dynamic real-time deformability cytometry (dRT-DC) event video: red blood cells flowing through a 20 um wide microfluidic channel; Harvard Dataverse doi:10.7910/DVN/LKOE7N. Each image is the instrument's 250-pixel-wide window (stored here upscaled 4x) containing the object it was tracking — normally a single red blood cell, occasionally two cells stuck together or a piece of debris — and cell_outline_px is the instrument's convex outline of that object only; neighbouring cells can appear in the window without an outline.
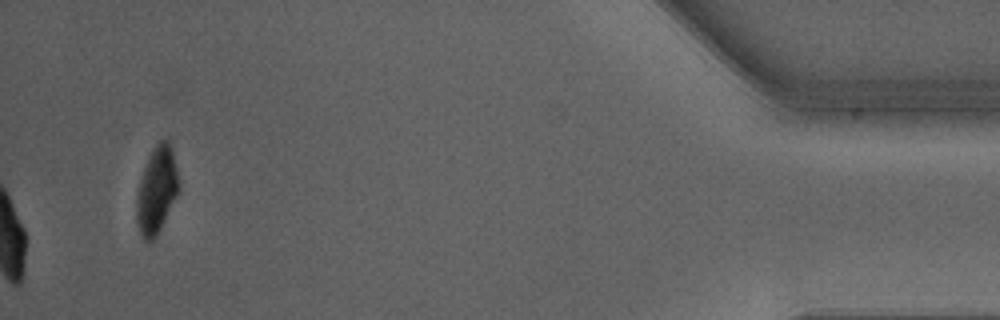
{"species": "Egyptian fruit bat (a non-hibernating species)", "species_latin": "Rousettus aegyptiacus", "temperature_condition": "warm", "stored_images_in_passage": 39, "camera_frame_rate_fps": 3000, "um_per_image_px": 0.085, "animal": {"sex": "male"}, "frame": {"image": 1, "passage_image": 39, "time_ms": 12.667, "image_size_px": [1000, 320], "cell_outline_px": [[180, 192], [156, 236], [148, 244], [140, 236], [136, 220], [136, 196], [140, 180], [148, 156], [152, 148], [160, 140], [168, 140], [172, 152], [180, 184]], "centroid_in_image_um": [13.31, 16.21], "position_along_channel_um": 421.9, "area_um2": 21.56}, "authors_computed_cell_mechanics": {"area_um2": 26.877, "velocity_mm_per_s": 4.2735, "shape_relaxation_time_tau1_ms": 2.1059, "shape_relaxation_time_tau2_ms": null, "deformation_change_tau1": 0.1553, "deformation_change_tau2": null}}